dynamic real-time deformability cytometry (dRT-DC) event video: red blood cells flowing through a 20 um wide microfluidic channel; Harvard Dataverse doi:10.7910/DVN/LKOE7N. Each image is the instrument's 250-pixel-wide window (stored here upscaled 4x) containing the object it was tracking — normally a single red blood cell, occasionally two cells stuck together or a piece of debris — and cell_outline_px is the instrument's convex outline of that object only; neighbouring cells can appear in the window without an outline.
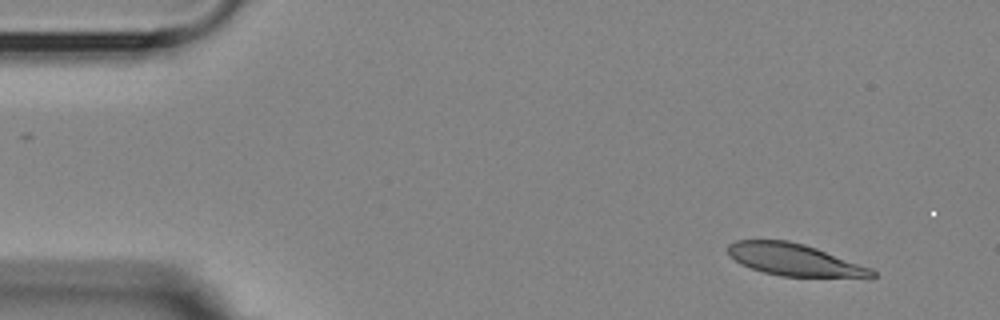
{"species": "Egyptian fruit bat (a non-hibernating species)", "species_latin": "Rousettus aegyptiacus", "temperature_condition": "room temperature", "stored_images_in_passage": 4, "camera_frame_rate_fps": 3000, "um_per_image_px": 0.085, "animal": {"sex": "female"}, "frame": {"image": 1, "passage_image": 1, "time_ms": 0.0, "image_size_px": [1000, 320], "cell_outline_px": [[876, 276], [780, 276], [764, 272], [740, 264], [728, 252], [728, 244], [736, 240], [788, 240], [804, 244], [816, 248], [872, 268], [876, 272]], "centroid_in_image_um": [67.48, 22.05], "position_along_channel_um": 17.5, "area_um2": 26.3}}